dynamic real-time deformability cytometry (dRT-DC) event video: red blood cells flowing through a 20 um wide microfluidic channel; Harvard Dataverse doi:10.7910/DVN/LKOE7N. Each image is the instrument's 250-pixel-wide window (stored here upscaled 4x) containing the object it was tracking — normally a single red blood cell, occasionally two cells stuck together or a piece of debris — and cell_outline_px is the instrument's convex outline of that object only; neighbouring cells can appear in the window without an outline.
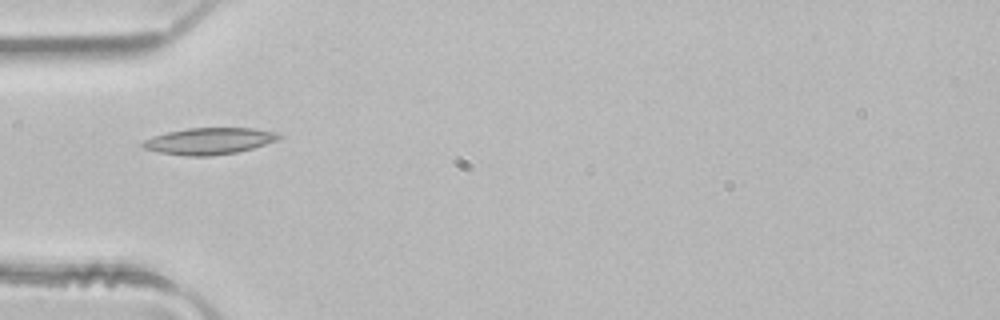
{"species": "common noctule bat (a hibernating species)", "species_latin": "Nyctalus noctula", "temperature_condition": "room temperature", "stored_images_in_passage": 1, "camera_frame_rate_fps": 3000, "um_per_image_px": 0.085, "animal": {"sex": "male", "body_mass_g": 21.5, "forearm_length_mm": 52.0}, "frame": {"image": 1, "passage_image": 1, "time_ms": 0.0, "image_size_px": [1000, 320], "cell_outline_px": [[284, 136], [276, 140], [252, 148], [236, 152], [208, 156], [184, 156], [160, 152], [144, 148], [140, 144], [144, 140], [152, 136], [168, 132], [188, 128], [252, 128], [276, 132]], "centroid_in_image_um": [17.76, 11.98], "position_along_channel_um": 67.2, "area_um2": 20.92}}